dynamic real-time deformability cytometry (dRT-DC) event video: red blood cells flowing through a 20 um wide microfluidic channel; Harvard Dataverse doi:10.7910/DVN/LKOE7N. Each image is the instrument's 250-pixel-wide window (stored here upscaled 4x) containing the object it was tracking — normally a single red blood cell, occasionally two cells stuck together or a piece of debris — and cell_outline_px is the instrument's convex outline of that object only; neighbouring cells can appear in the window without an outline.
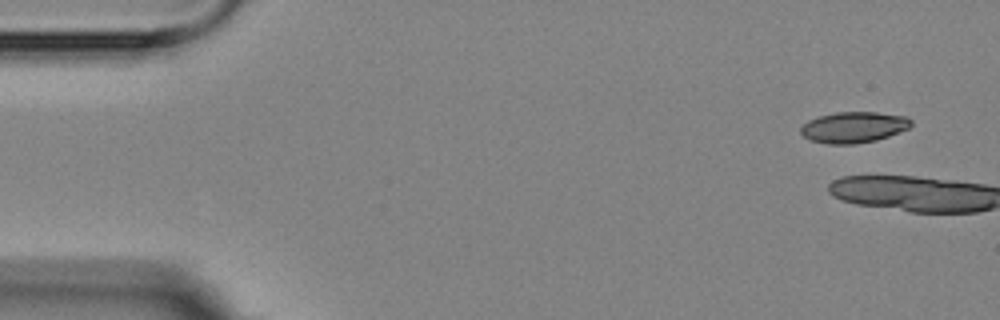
{"species": "Egyptian fruit bat (a non-hibernating species)", "species_latin": "Rousettus aegyptiacus", "temperature_condition": "room temperature", "stored_images_in_passage": 7, "camera_frame_rate_fps": 3000, "um_per_image_px": 0.085, "animal": {"sex": "female"}, "frame": {"image": 1, "passage_image": 1, "time_ms": 0.0, "image_size_px": [1000, 320], "cell_outline_px": [[912, 124], [908, 128], [900, 132], [876, 140], [852, 144], [828, 144], [808, 140], [800, 132], [800, 128], [808, 120], [820, 116], [836, 112], [876, 112], [908, 116], [912, 120]], "centroid_in_image_um": [72.57, 10.81], "position_along_channel_um": 12.4, "area_um2": 20.0}}
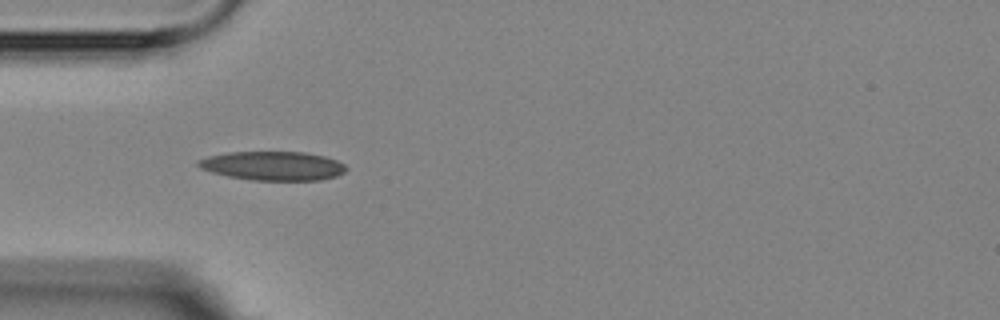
{"frame": {"image": 2, "passage_image": 6, "time_ms": 5.667, "image_size_px": [1000, 320], "cell_outline_px": [[348, 168], [344, 172], [336, 176], [320, 180], [252, 180], [228, 176], [212, 172], [200, 168], [196, 164], [196, 160], [208, 156], [228, 152], [304, 152], [324, 156], [336, 160], [344, 164]], "centroid_in_image_um": [23.18, 14.09], "position_along_channel_um": 61.8, "area_um2": 24.97}}
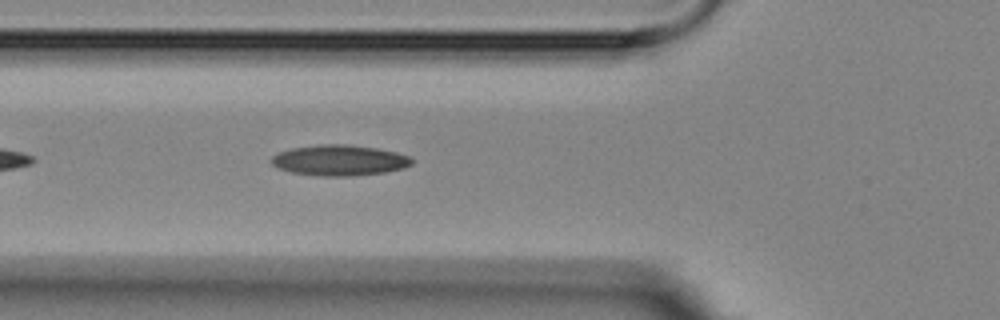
{"frame": {"image": 3, "passage_image": 7, "time_ms": 6.667, "image_size_px": [1000, 320], "cell_outline_px": [[412, 164], [404, 168], [384, 172], [352, 176], [324, 176], [292, 172], [280, 168], [272, 164], [272, 156], [280, 152], [292, 148], [316, 144], [348, 144], [376, 148], [396, 152], [412, 156]], "centroid_in_image_um": [28.89, 13.61], "position_along_channel_um": 96.9, "area_um2": 25.03}}